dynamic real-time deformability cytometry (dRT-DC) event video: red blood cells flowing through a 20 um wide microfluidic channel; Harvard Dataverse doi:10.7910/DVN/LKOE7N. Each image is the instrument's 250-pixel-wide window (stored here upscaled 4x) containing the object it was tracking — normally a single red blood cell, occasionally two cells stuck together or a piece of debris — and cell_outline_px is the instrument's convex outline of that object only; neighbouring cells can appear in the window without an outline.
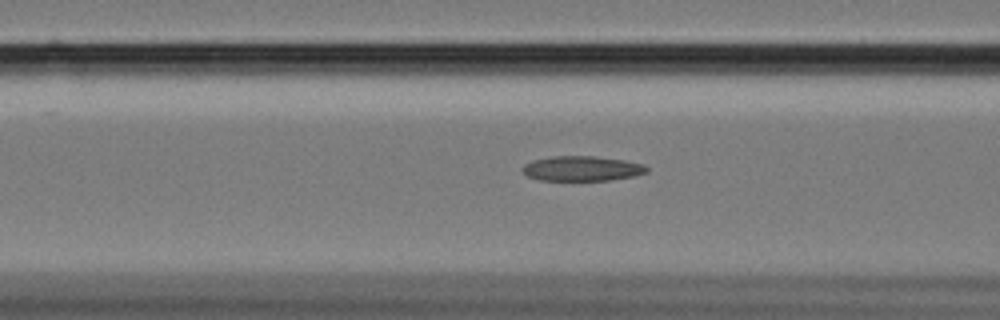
{"species": "Egyptian fruit bat (a non-hibernating species)", "species_latin": "Rousettus aegyptiacus", "temperature_condition": "cold", "stored_images_in_passage": 48, "camera_frame_rate_fps": 3000, "um_per_image_px": 0.085, "animal": {"sex": "female"}, "frame": {"image": 1, "passage_image": 13, "time_ms": 4.0, "image_size_px": [1000, 320], "cell_outline_px": [[648, 172], [632, 176], [608, 180], [540, 180], [528, 176], [520, 168], [524, 164], [532, 160], [552, 156], [592, 156], [624, 160], [644, 164], [648, 168]], "centroid_in_image_um": [49.44, 14.32], "position_along_channel_um": 117.2, "area_um2": 17.98}}
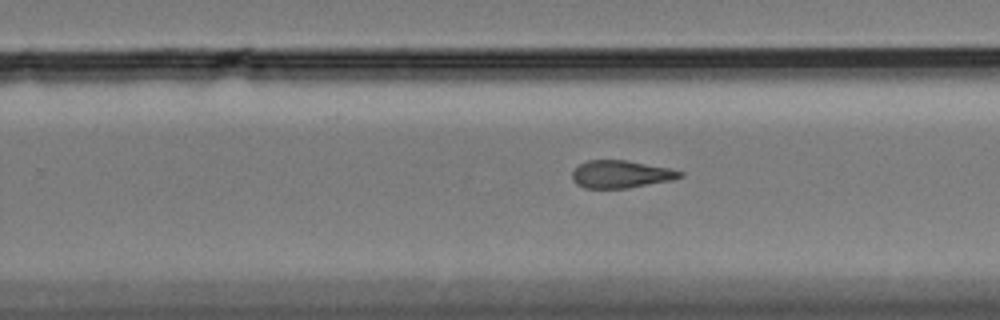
{"frame": {"image": 2, "passage_image": 27, "time_ms": 8.667, "image_size_px": [1000, 320], "cell_outline_px": [[684, 176], [672, 180], [628, 188], [584, 188], [576, 184], [572, 180], [572, 172], [580, 164], [588, 160], [628, 160], [668, 168], [684, 172]], "centroid_in_image_um": [52.78, 14.81], "position_along_channel_um": 277.0, "area_um2": 17.34}}
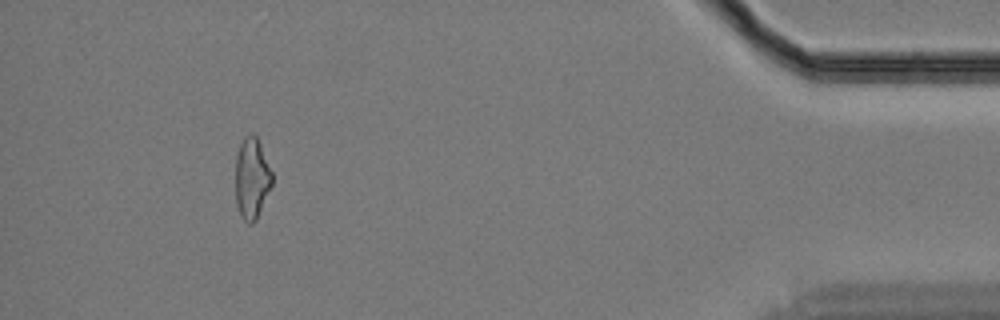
{"frame": {"image": 3, "passage_image": 44, "time_ms": 14.333, "image_size_px": [1000, 320], "cell_outline_px": [[272, 184], [256, 220], [252, 224], [248, 224], [240, 216], [236, 204], [236, 156], [240, 144], [244, 136], [252, 132], [256, 136], [260, 144], [272, 172]], "centroid_in_image_um": [21.39, 15.16], "position_along_channel_um": 413.8, "area_um2": 17.28}, "authors_computed_cell_mechanics": {"area_um2": 18.1492, "velocity_mm_per_s": 3.428, "shape_relaxation_time_tau1_ms": null, "shape_relaxation_time_tau2_ms": 4.5331, "deformation_change_tau1": null, "deformation_change_tau2": 0.1391}}